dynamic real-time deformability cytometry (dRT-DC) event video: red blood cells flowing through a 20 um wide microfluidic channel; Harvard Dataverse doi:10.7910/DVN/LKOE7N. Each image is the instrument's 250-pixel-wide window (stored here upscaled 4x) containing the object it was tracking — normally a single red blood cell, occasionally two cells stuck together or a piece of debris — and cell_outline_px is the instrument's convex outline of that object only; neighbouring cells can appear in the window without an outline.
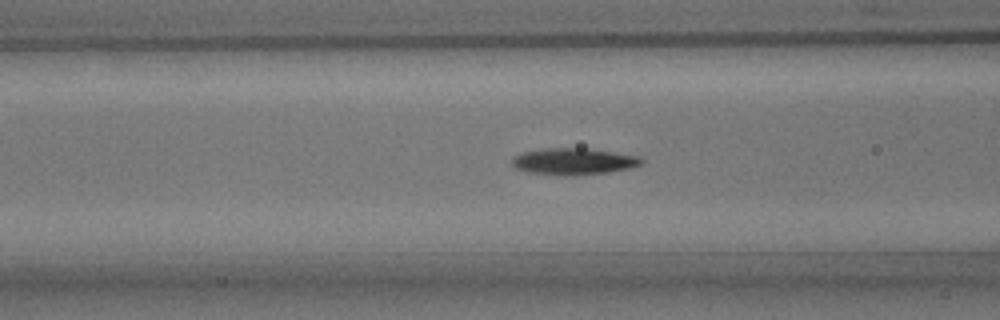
{"species": "common noctule bat (a hibernating species)", "species_latin": "Nyctalus noctula", "temperature_condition": "room temperature", "stored_images_in_passage": 36, "camera_frame_rate_fps": 3000, "um_per_image_px": 0.085, "animal": {"sex": "male", "body_mass_g": 15.6}, "frame": {"image": 1, "passage_image": 6, "time_ms": 1.667, "image_size_px": [1000, 320], "cell_outline_px": [[644, 160], [640, 164], [628, 168], [608, 172], [568, 176], [528, 172], [516, 168], [512, 164], [512, 156], [524, 152], [548, 148], [584, 148], [640, 156]], "centroid_in_image_um": [48.74, 13.72], "position_along_channel_um": 117.9, "area_um2": 19.83}}
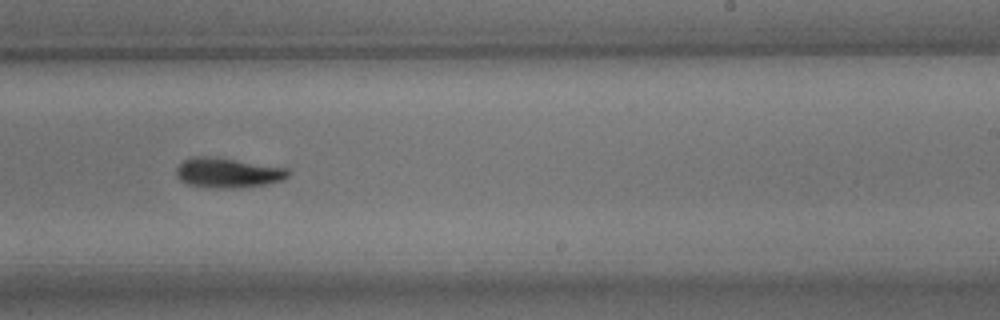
{"frame": {"image": 2, "passage_image": 18, "time_ms": 5.667, "image_size_px": [1000, 320], "cell_outline_px": [[292, 172], [284, 180], [264, 184], [236, 188], [212, 188], [188, 184], [180, 180], [176, 176], [176, 168], [184, 160], [192, 156], [212, 156], [288, 168]], "centroid_in_image_um": [19.36, 14.68], "position_along_channel_um": 269.6, "area_um2": 19.59}}
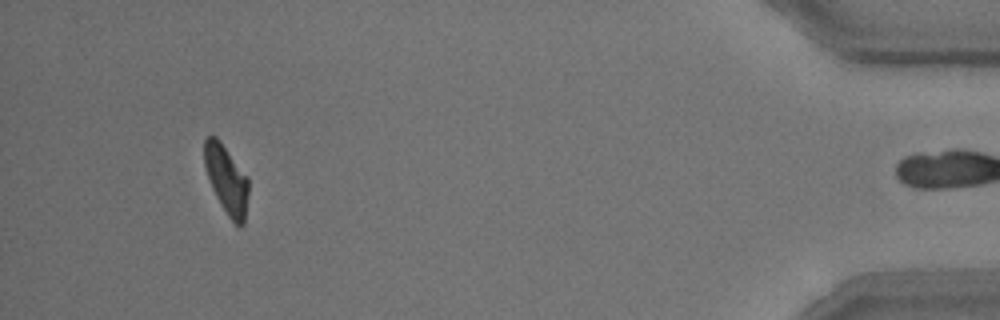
{"frame": {"image": 3, "passage_image": 35, "time_ms": 11.333, "image_size_px": [1000, 320], "cell_outline_px": [[248, 192], [244, 224], [240, 228], [228, 216], [216, 196], [208, 180], [204, 164], [204, 140], [208, 136], [216, 136], [220, 140], [248, 176]], "centroid_in_image_um": [19.25, 15.24], "position_along_channel_um": 416.0, "area_um2": 17.69}, "authors_computed_cell_mechanics": {"area_um2": 19.2763, "velocity_mm_per_s": 3.7979, "shape_relaxation_time_tau1_ms": 3.379, "shape_relaxation_time_tau2_ms": 5.2339, "deformation_change_tau1": 0.152, "deformation_change_tau2": 0.1099}}